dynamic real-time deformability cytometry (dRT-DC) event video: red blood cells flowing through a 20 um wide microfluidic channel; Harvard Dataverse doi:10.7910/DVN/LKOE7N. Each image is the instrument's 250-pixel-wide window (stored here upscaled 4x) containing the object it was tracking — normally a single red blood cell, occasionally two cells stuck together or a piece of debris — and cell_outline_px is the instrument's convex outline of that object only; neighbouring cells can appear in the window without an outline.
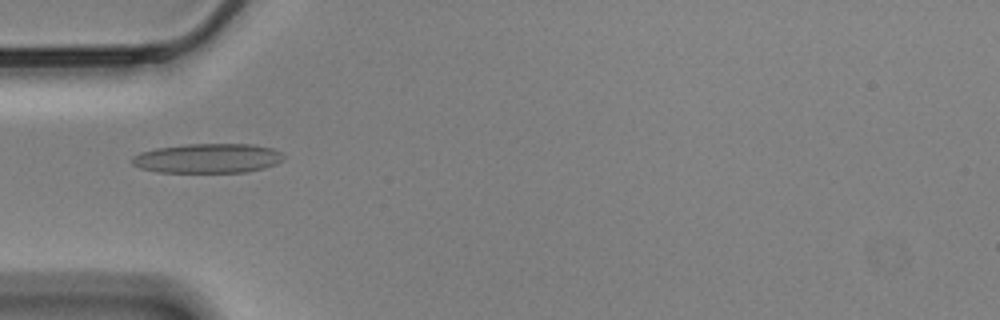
{"species": "Egyptian fruit bat (a non-hibernating species)", "species_latin": "Rousettus aegyptiacus", "temperature_condition": "cold", "stored_images_in_passage": 33, "camera_frame_rate_fps": 3000, "um_per_image_px": 0.085, "animal": {"sex": "male"}, "frame": {"image": 1, "passage_image": 1, "time_ms": 0.0, "image_size_px": [1000, 320], "cell_outline_px": [[284, 156], [280, 160], [264, 168], [244, 172], [160, 172], [140, 168], [132, 164], [132, 156], [140, 152], [156, 148], [188, 144], [252, 144], [272, 148], [280, 152]], "centroid_in_image_um": [17.61, 13.45], "position_along_channel_um": 67.4, "area_um2": 25.84}}
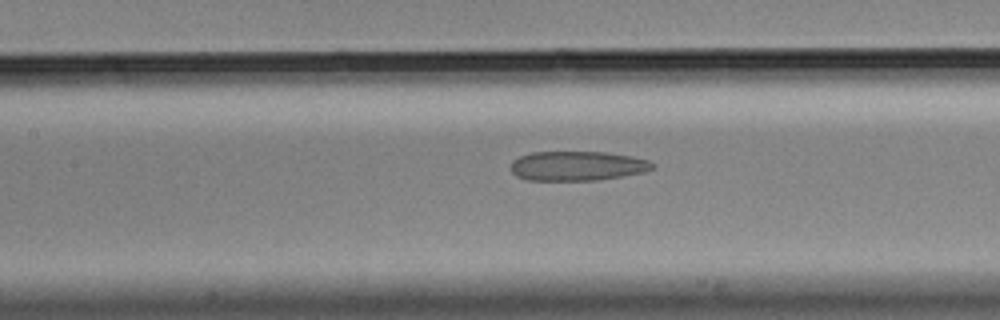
{"frame": {"image": 2, "passage_image": 9, "time_ms": 2.667, "image_size_px": [1000, 320], "cell_outline_px": [[656, 164], [652, 168], [644, 172], [596, 180], [528, 180], [516, 176], [512, 172], [512, 160], [520, 156], [532, 152], [604, 152], [628, 156], [648, 160]], "centroid_in_image_um": [49.04, 14.1], "position_along_channel_um": 158.4, "area_um2": 24.1}}
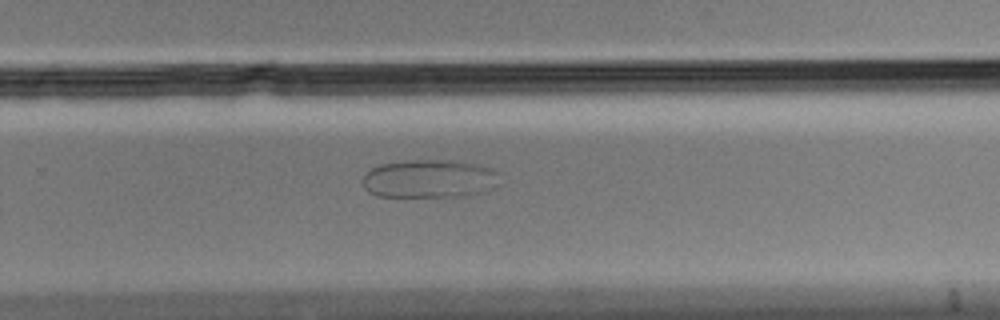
{"frame": {"image": 3, "passage_image": 21, "time_ms": 6.667, "image_size_px": [1000, 320], "cell_outline_px": [[496, 184], [476, 192], [460, 196], [376, 196], [368, 192], [364, 188], [364, 172], [380, 164], [404, 160], [460, 160], [480, 164], [492, 168], [496, 172]], "centroid_in_image_um": [36.41, 15.16], "position_along_channel_um": 293.4, "area_um2": 30.29}}